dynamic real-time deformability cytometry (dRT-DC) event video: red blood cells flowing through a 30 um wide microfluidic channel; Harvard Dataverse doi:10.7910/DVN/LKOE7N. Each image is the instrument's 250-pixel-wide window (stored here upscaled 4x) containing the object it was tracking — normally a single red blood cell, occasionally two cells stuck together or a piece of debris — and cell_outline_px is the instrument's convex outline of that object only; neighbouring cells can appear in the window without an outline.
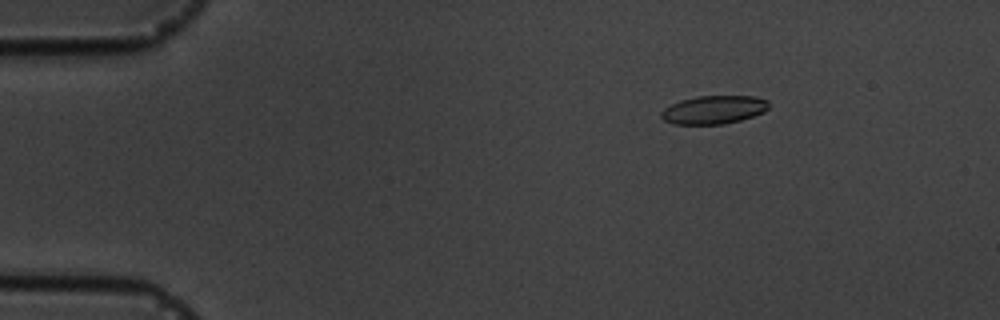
{"species": "common noctule bat (a hibernating species)", "species_latin": "Nyctalus noctula", "temperature_condition": "cold", "stored_images_in_passage": 14, "camera_frame_rate_fps": 3000, "um_per_image_px": 0.085, "animal": {"sex": "male", "body_mass_g": 19.5, "forearm_length_mm": 54.6}, "frame": {"image": 1, "passage_image": 1, "time_ms": 0.0, "image_size_px": [1000, 320], "cell_outline_px": [[768, 108], [764, 112], [740, 120], [724, 124], [672, 124], [664, 120], [660, 116], [660, 112], [664, 108], [680, 100], [696, 96], [752, 96], [768, 100]], "centroid_in_image_um": [60.64, 9.33], "position_along_channel_um": 24.4, "area_um2": 17.74}}
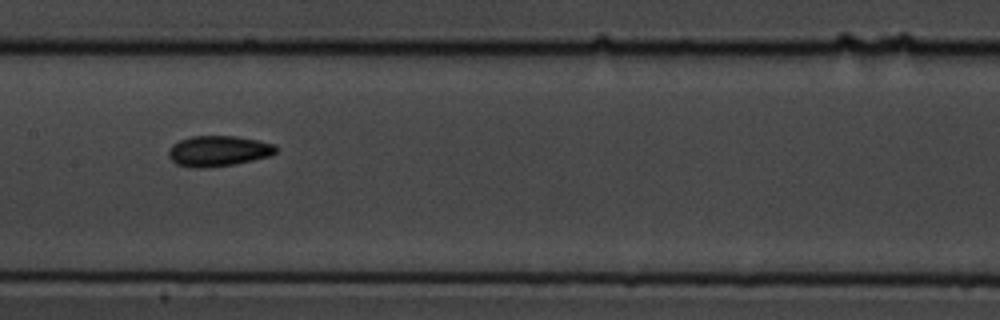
{"frame": {"image": 2, "passage_image": 7, "time_ms": 6.667, "image_size_px": [1000, 320], "cell_outline_px": [[280, 148], [276, 152], [268, 156], [252, 160], [232, 164], [204, 168], [188, 168], [176, 164], [168, 156], [168, 152], [172, 144], [180, 140], [192, 136], [236, 136], [260, 140], [276, 144]], "centroid_in_image_um": [18.57, 12.83], "position_along_channel_um": 188.8, "area_um2": 19.31}}
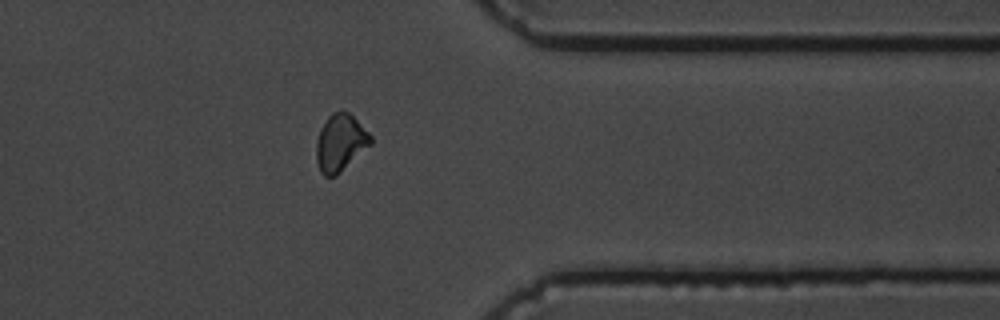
{"frame": {"image": 3, "passage_image": 12, "time_ms": 12.333, "image_size_px": [1000, 320], "cell_outline_px": [[372, 144], [336, 176], [324, 176], [320, 172], [316, 160], [316, 140], [320, 128], [328, 116], [332, 112], [340, 108], [348, 112], [372, 136]], "centroid_in_image_um": [28.91, 12.12], "position_along_channel_um": 382.5, "area_um2": 18.26}, "authors_computed_cell_mechanics": {"area_um2": 17.8602, "velocity_mm_per_s": 3.5837, "shape_relaxation_time_tau1_ms": 2.0919, "shape_relaxation_time_tau2_ms": 2.1095, "deformation_change_tau1": 0.0961, "deformation_change_tau2": 0.0748}}